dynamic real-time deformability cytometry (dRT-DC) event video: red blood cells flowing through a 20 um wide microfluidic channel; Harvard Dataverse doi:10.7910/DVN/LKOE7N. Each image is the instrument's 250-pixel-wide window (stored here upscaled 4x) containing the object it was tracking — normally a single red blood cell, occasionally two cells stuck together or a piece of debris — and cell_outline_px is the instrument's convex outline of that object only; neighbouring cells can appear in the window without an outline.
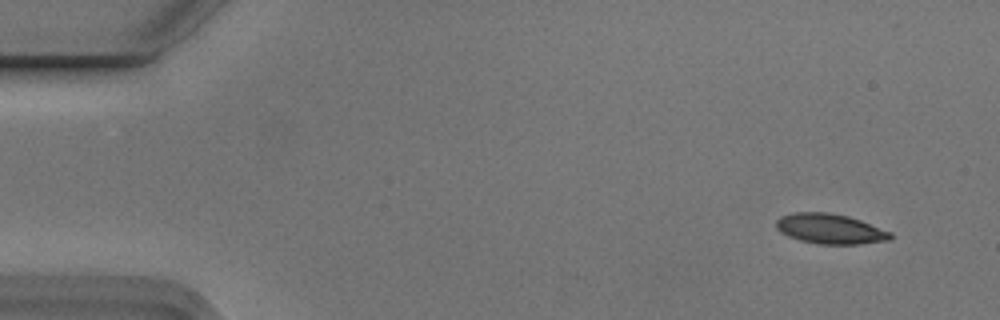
{"species": "Egyptian fruit bat (a non-hibernating species)", "species_latin": "Rousettus aegyptiacus", "temperature_condition": "cold", "stored_images_in_passage": 5, "camera_frame_rate_fps": 3000, "um_per_image_px": 0.085, "animal": {"sex": "male"}, "frame": {"image": 1, "passage_image": 1, "time_ms": 0.0, "image_size_px": [1000, 320], "cell_outline_px": [[892, 236], [888, 240], [860, 244], [816, 244], [800, 240], [788, 236], [780, 232], [776, 228], [776, 220], [780, 216], [792, 212], [828, 212], [848, 216], [860, 220], [892, 232]], "centroid_in_image_um": [70.53, 19.44], "position_along_channel_um": 14.5, "area_um2": 20.11}}
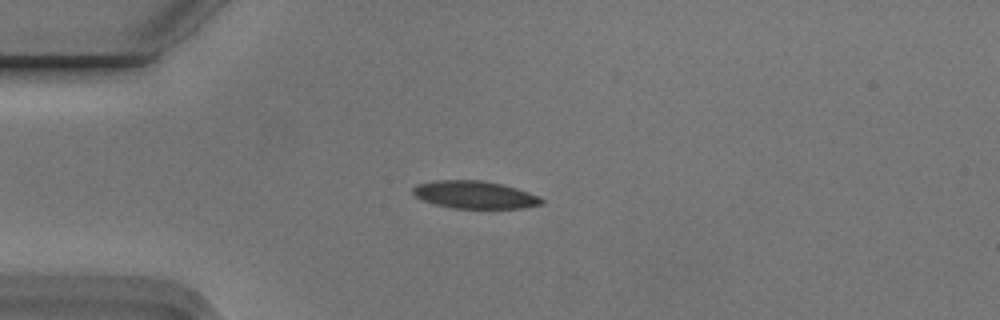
{"frame": {"image": 2, "passage_image": 4, "time_ms": 1.0, "image_size_px": [1000, 320], "cell_outline_px": [[544, 204], [524, 208], [452, 208], [436, 204], [424, 200], [416, 196], [412, 192], [412, 188], [416, 184], [432, 180], [484, 180], [504, 184], [528, 192], [544, 200]], "centroid_in_image_um": [40.35, 16.54], "position_along_channel_um": 44.7, "area_um2": 20.75}}